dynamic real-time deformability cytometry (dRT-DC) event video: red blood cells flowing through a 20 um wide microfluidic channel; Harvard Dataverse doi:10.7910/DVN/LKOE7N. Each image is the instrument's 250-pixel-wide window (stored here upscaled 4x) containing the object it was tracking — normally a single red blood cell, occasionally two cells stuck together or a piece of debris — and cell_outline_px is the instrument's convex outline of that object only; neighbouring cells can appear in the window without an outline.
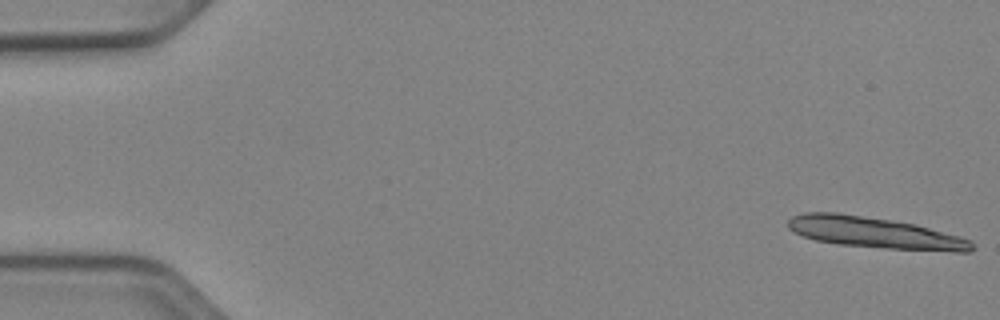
{"species": "Egyptian fruit bat (a non-hibernating species)", "species_latin": "Rousettus aegyptiacus", "temperature_condition": "cold", "stored_images_in_passage": 14, "camera_frame_rate_fps": 3000, "um_per_image_px": 0.085, "animal": {"sex": "female"}, "frame": {"image": 1, "passage_image": 1, "time_ms": 0.0, "image_size_px": [1000, 320], "cell_outline_px": [[976, 248], [972, 252], [956, 252], [884, 248], [840, 244], [816, 240], [804, 236], [788, 228], [788, 220], [792, 216], [804, 212], [836, 212], [892, 220], [916, 224], [960, 236], [972, 240]], "centroid_in_image_um": [74.43, 19.78], "position_along_channel_um": 10.6, "area_um2": 33.47}}